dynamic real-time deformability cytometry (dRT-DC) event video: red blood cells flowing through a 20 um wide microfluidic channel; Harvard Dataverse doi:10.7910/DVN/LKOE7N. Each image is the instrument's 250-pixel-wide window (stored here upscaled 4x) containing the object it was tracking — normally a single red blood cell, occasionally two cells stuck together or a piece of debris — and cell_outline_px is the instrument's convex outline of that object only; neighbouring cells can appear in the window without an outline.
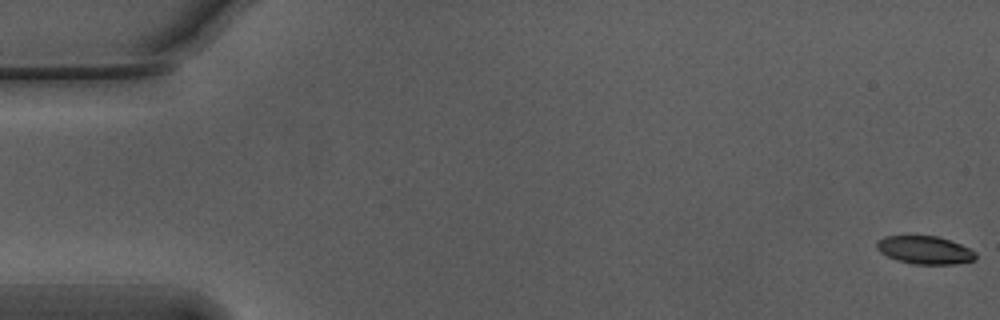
{"species": "Egyptian fruit bat (a non-hibernating species)", "species_latin": "Rousettus aegyptiacus", "temperature_condition": "warm", "stored_images_in_passage": 31, "camera_frame_rate_fps": 3000, "um_per_image_px": 0.085, "animal": {"sex": "male"}, "frame": {"image": 1, "passage_image": 1, "time_ms": 0.0, "image_size_px": [1000, 320], "cell_outline_px": [[976, 260], [956, 264], [912, 264], [896, 260], [880, 252], [876, 248], [876, 240], [884, 236], [936, 236], [960, 244], [976, 252]], "centroid_in_image_um": [78.59, 21.26], "position_along_channel_um": 6.4, "area_um2": 16.18}}
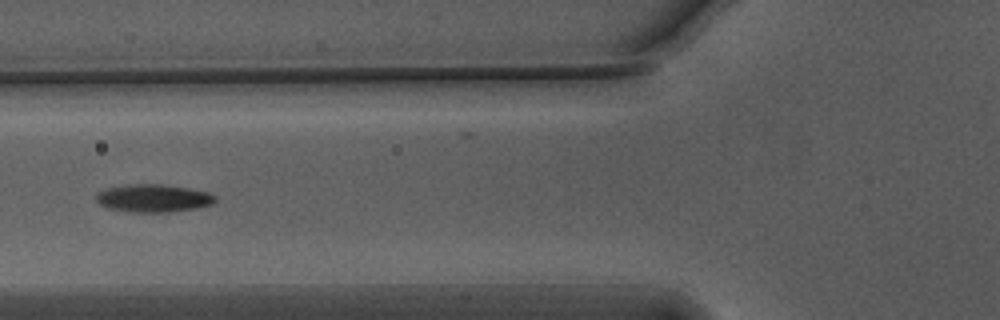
{"frame": {"image": 2, "passage_image": 22, "time_ms": 7.0, "image_size_px": [1000, 320], "cell_outline_px": [[216, 200], [212, 204], [200, 208], [172, 212], [128, 212], [108, 208], [100, 204], [96, 200], [96, 192], [108, 188], [128, 184], [164, 184], [188, 188], [208, 192], [216, 196]], "centroid_in_image_um": [13.05, 16.85], "position_along_channel_um": 112.7, "area_um2": 19.54}}
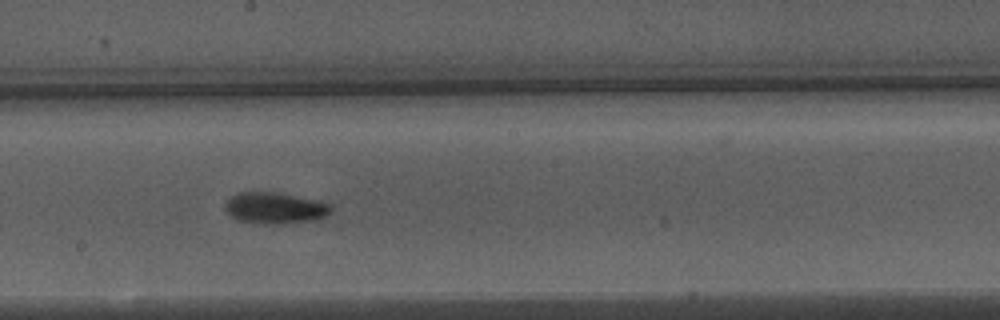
{"frame": {"image": 3, "passage_image": 31, "time_ms": 10.0, "image_size_px": [1000, 320], "cell_outline_px": [[332, 212], [328, 216], [312, 220], [284, 224], [264, 224], [236, 220], [224, 208], [224, 204], [236, 192], [272, 192], [320, 200], [328, 204], [332, 208]], "centroid_in_image_um": [23.38, 17.69], "position_along_channel_um": 224.8, "area_um2": 19.42}}